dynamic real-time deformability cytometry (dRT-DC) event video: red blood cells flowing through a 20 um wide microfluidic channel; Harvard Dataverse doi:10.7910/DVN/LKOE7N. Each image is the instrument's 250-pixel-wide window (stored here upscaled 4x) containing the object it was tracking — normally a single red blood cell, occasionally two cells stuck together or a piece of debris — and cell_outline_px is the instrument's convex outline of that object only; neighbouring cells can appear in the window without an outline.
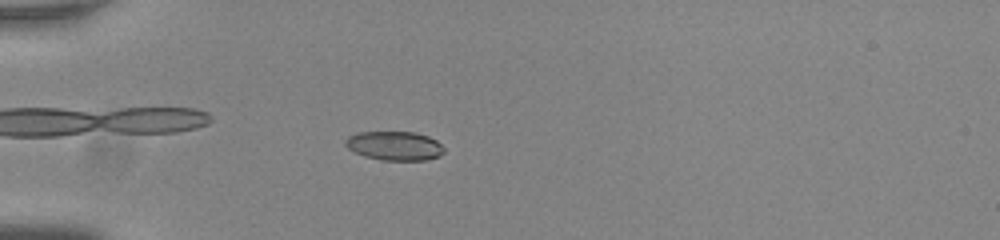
{"species": "common noctule bat (a hibernating species)", "species_latin": "Nyctalus noctula", "temperature_condition": "room temperature", "stored_images_in_passage": 55, "camera_frame_rate_fps": 3000, "um_per_image_px": 0.085, "animal": {"sex": "male", "body_mass_g": 20.0, "forearm_length_mm": 53.3}, "frame": {"image": 1, "passage_image": 17, "time_ms": 5.333, "image_size_px": [1000, 240], "cell_outline_px": [[444, 152], [440, 156], [424, 160], [380, 160], [364, 156], [348, 148], [344, 144], [344, 140], [348, 136], [356, 132], [416, 132], [428, 136], [436, 140], [444, 148]], "centroid_in_image_um": [33.52, 12.39], "position_along_channel_um": 51.5, "area_um2": 16.76}}
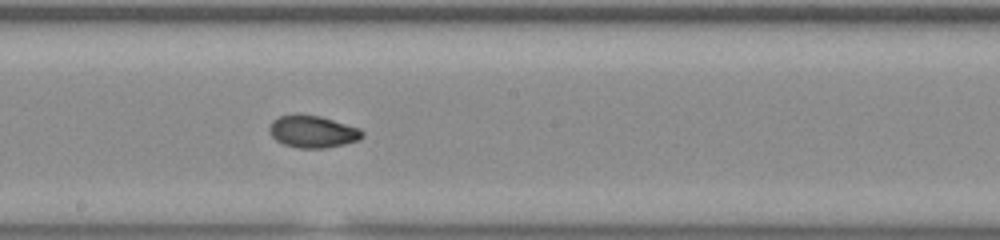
{"frame": {"image": 2, "passage_image": 32, "time_ms": 10.333, "image_size_px": [1000, 240], "cell_outline_px": [[364, 136], [360, 140], [344, 144], [324, 148], [300, 148], [284, 144], [276, 140], [272, 136], [268, 128], [272, 120], [280, 116], [292, 112], [320, 116], [360, 128], [364, 132]], "centroid_in_image_um": [26.57, 11.16], "position_along_channel_um": 221.6, "area_um2": 17.69}}
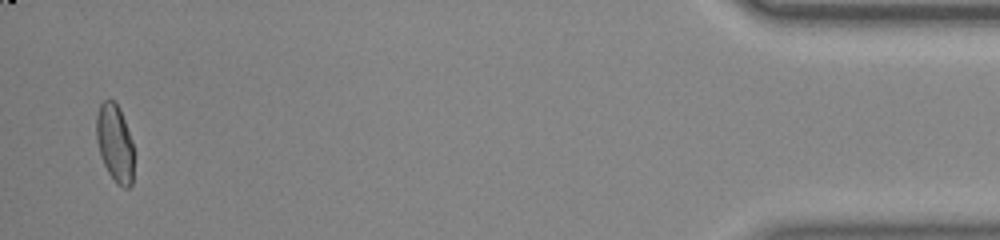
{"frame": {"image": 3, "passage_image": 54, "time_ms": 17.667, "image_size_px": [1000, 240], "cell_outline_px": [[132, 184], [128, 188], [124, 188], [116, 184], [108, 172], [100, 156], [96, 140], [96, 116], [100, 104], [104, 100], [112, 100], [120, 108], [132, 140]], "centroid_in_image_um": [9.74, 12.17], "position_along_channel_um": 425.5, "area_um2": 16.94}, "authors_computed_cell_mechanics": {"area_um2": 17.051, "velocity_mm_per_s": 3.8049, "shape_relaxation_time_tau1_ms": 5.4551, "shape_relaxation_time_tau2_ms": 1.452, "deformation_change_tau1": 0.1525, "deformation_change_tau2": 0.0497}}